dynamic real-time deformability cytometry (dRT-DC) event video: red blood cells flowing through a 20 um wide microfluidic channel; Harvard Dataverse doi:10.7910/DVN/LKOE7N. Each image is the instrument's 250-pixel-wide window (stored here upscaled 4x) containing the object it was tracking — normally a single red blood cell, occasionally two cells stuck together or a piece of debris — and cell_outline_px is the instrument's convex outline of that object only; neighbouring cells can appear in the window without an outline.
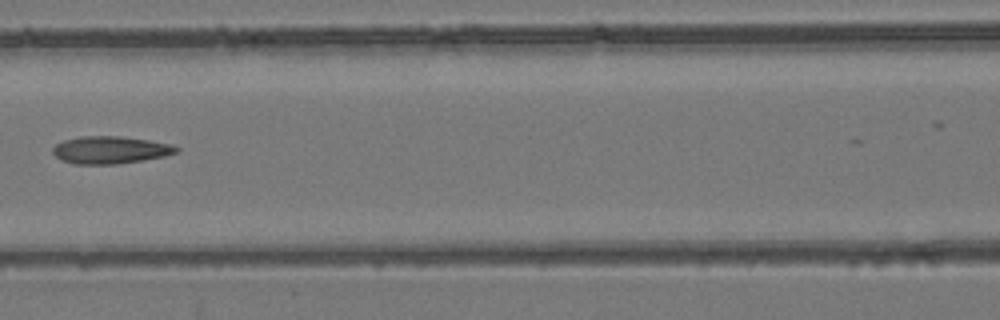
{"species": "common noctule bat (a hibernating species)", "species_latin": "Nyctalus noctula", "temperature_condition": "room temperature", "stored_images_in_passage": 8, "camera_frame_rate_fps": 3000, "um_per_image_px": 0.085, "animal": {"sex": "female", "body_mass_g": 24.6, "forearm_length_mm": 56.2}, "frame": {"image": 1, "passage_image": 7, "time_ms": 2.0, "image_size_px": [1000, 320], "cell_outline_px": [[180, 148], [176, 152], [164, 156], [116, 164], [72, 164], [60, 160], [52, 152], [52, 148], [56, 144], [64, 140], [80, 136], [120, 136], [148, 140], [172, 144]], "centroid_in_image_um": [9.33, 12.74], "position_along_channel_um": 157.3, "area_um2": 19.71}}
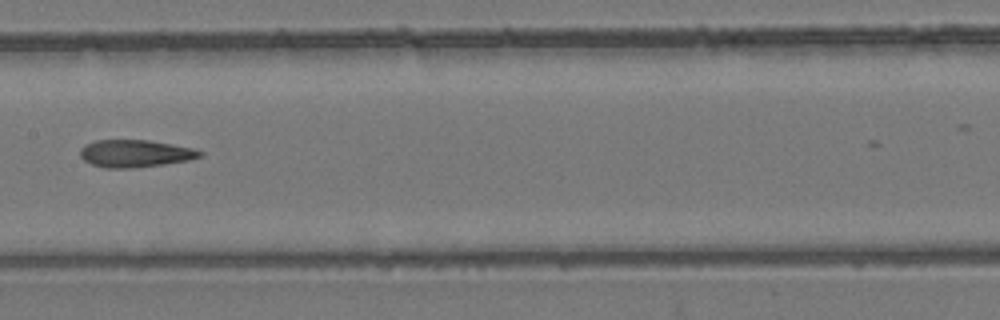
{"frame": {"image": 2, "passage_image": 8, "time_ms": 2.333, "image_size_px": [1000, 320], "cell_outline_px": [[204, 156], [188, 160], [164, 164], [136, 168], [104, 168], [92, 164], [84, 160], [80, 156], [80, 148], [84, 144], [96, 140], [148, 140], [192, 148], [204, 152]], "centroid_in_image_um": [11.47, 13.05], "position_along_channel_um": 195.9, "area_um2": 19.19}}